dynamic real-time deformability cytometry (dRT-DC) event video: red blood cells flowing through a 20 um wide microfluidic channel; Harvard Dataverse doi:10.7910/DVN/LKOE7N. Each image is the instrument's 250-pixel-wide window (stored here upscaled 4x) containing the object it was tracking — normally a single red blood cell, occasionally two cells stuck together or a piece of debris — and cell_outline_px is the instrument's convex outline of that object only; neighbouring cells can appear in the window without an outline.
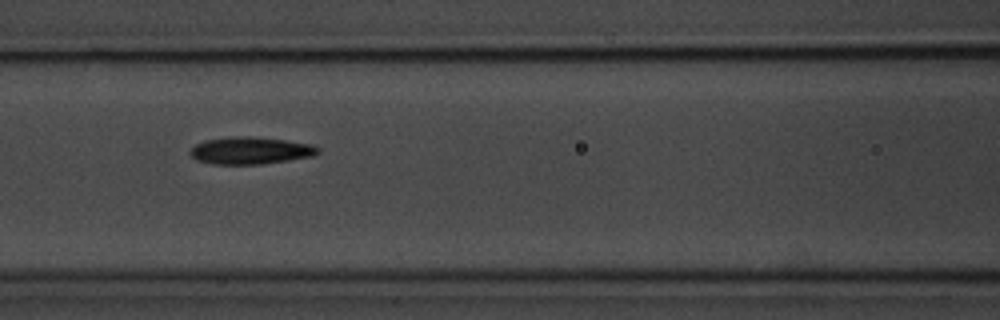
{"species": "common noctule bat (a hibernating species)", "species_latin": "Nyctalus noctula", "temperature_condition": "room temperature", "stored_images_in_passage": 14, "camera_frame_rate_fps": 3000, "um_per_image_px": 0.085, "animal": {"sex": "male", "body_mass_g": 20.1, "forearm_length_mm": 53.5}, "frame": {"image": 1, "passage_image": 7, "time_ms": 7.667, "image_size_px": [1000, 320], "cell_outline_px": [[320, 152], [312, 156], [288, 160], [260, 164], [212, 164], [196, 160], [188, 152], [196, 144], [204, 140], [228, 136], [252, 136], [284, 140], [312, 144], [320, 148]], "centroid_in_image_um": [21.27, 12.79], "position_along_channel_um": 145.3, "area_um2": 20.35}}
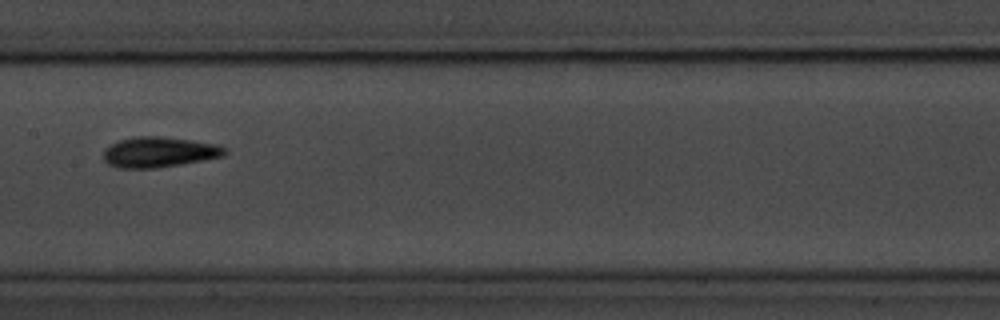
{"frame": {"image": 2, "passage_image": 8, "time_ms": 9.0, "image_size_px": [1000, 320], "cell_outline_px": [[228, 152], [224, 156], [204, 160], [156, 168], [120, 168], [108, 164], [104, 160], [104, 148], [120, 140], [136, 136], [160, 136], [192, 140], [216, 144], [224, 148]], "centroid_in_image_um": [13.52, 12.93], "position_along_channel_um": 193.9, "area_um2": 21.44}}
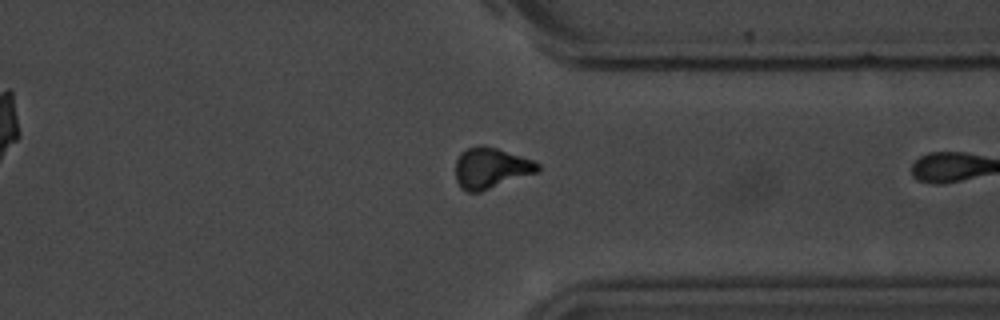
{"frame": {"image": 3, "passage_image": 14, "time_ms": 16.667, "image_size_px": [1000, 320], "cell_outline_px": [[540, 172], [480, 192], [468, 192], [460, 188], [456, 180], [456, 160], [460, 152], [468, 148], [480, 144], [484, 144], [532, 160], [540, 164]], "centroid_in_image_um": [41.72, 14.29], "position_along_channel_um": 369.7, "area_um2": 19.77}, "authors_computed_cell_mechanics": {"area_um2": 20.4034, "velocity_mm_per_s": 3.6322, "shape_relaxation_time_tau1_ms": 2.5727, "shape_relaxation_time_tau2_ms": null, "deformation_change_tau1": 0.0978, "deformation_change_tau2": null}}